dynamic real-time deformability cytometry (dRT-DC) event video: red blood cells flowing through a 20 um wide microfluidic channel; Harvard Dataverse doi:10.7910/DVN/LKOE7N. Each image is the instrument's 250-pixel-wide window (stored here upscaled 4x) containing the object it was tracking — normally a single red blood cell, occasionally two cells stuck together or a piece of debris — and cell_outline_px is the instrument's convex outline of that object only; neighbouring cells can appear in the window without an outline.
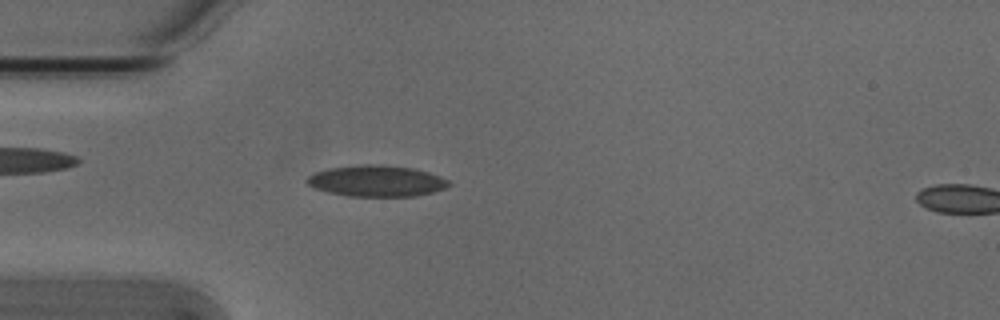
{"species": "Egyptian fruit bat (a non-hibernating species)", "species_latin": "Rousettus aegyptiacus", "temperature_condition": "cold", "stored_images_in_passage": 52, "camera_frame_rate_fps": 3000, "um_per_image_px": 0.085, "animal": {"sex": "male"}, "frame": {"image": 1, "passage_image": 14, "time_ms": 4.333, "image_size_px": [1000, 320], "cell_outline_px": [[452, 184], [444, 188], [432, 192], [412, 196], [348, 196], [328, 192], [316, 188], [308, 184], [304, 180], [308, 176], [316, 172], [328, 168], [360, 164], [384, 164], [412, 168], [428, 172], [440, 176], [448, 180]], "centroid_in_image_um": [32.0, 15.37], "position_along_channel_um": 53.0, "area_um2": 25.78}}
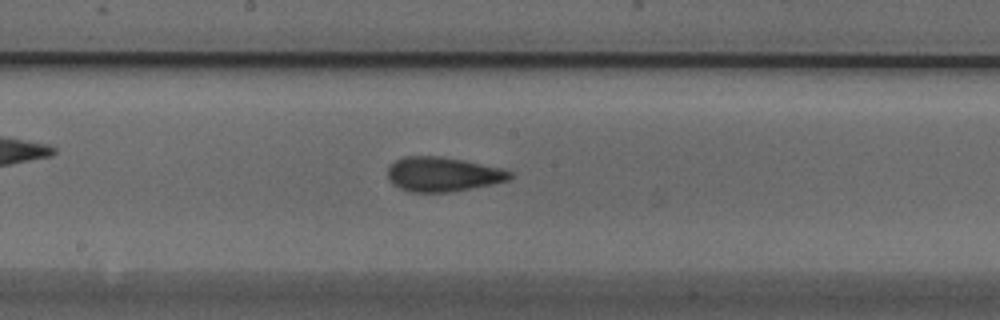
{"frame": {"image": 2, "passage_image": 27, "time_ms": 8.667, "image_size_px": [1000, 320], "cell_outline_px": [[516, 176], [508, 180], [492, 184], [452, 192], [408, 192], [392, 184], [388, 180], [388, 164], [404, 156], [440, 156], [464, 160], [500, 168], [512, 172]], "centroid_in_image_um": [37.62, 14.81], "position_along_channel_um": 210.6, "area_um2": 24.8}}
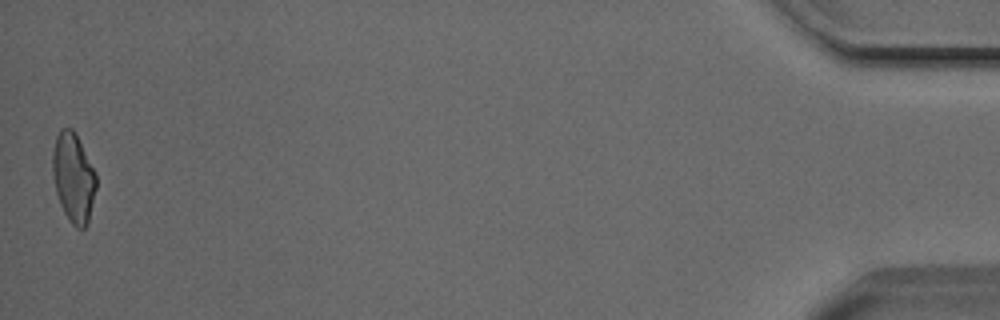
{"frame": {"image": 3, "passage_image": 52, "time_ms": 17.0, "image_size_px": [1000, 320], "cell_outline_px": [[96, 188], [88, 224], [84, 228], [76, 228], [72, 224], [64, 212], [60, 204], [56, 192], [52, 172], [52, 152], [56, 136], [60, 128], [72, 128], [96, 172]], "centroid_in_image_um": [6.23, 15.1], "position_along_channel_um": 429.0, "area_um2": 22.66}, "authors_computed_cell_mechanics": {"area_um2": 24.0737, "velocity_mm_per_s": 3.81, "shape_relaxation_time_tau1_ms": 3.1511, "shape_relaxation_time_tau2_ms": 2.1485, "deformation_change_tau1": 0.1153, "deformation_change_tau2": 0.1007}}